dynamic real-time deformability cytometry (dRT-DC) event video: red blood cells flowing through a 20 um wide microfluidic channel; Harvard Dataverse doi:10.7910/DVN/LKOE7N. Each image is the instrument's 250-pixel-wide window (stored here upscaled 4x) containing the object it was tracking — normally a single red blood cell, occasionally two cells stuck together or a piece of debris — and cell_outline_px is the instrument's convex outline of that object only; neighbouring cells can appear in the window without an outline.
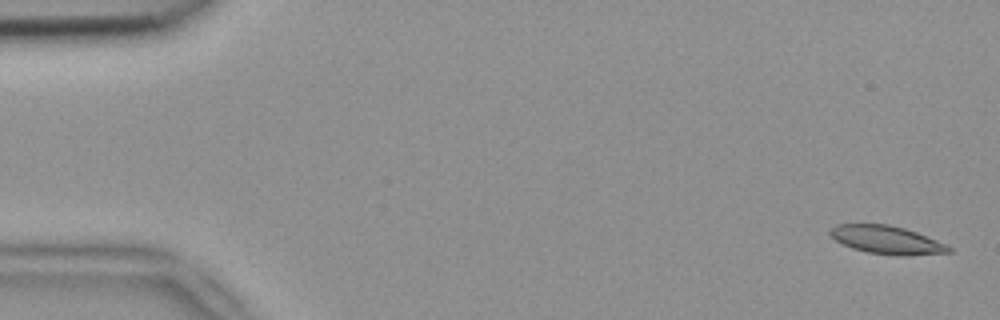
{"species": "common noctule bat (a hibernating species)", "species_latin": "Nyctalus noctula", "temperature_condition": "room temperature", "stored_images_in_passage": 4, "camera_frame_rate_fps": 3000, "um_per_image_px": 0.085, "animal": {"sex": "female", "body_mass_g": 18.4}, "frame": {"image": 1, "passage_image": 1, "time_ms": 0.0, "image_size_px": [1000, 320], "cell_outline_px": [[952, 252], [904, 256], [900, 256], [868, 252], [852, 248], [836, 240], [828, 232], [836, 224], [888, 224], [904, 228], [916, 232], [936, 240], [952, 248]], "centroid_in_image_um": [75.37, 20.39], "position_along_channel_um": 9.6, "area_um2": 19.25}}